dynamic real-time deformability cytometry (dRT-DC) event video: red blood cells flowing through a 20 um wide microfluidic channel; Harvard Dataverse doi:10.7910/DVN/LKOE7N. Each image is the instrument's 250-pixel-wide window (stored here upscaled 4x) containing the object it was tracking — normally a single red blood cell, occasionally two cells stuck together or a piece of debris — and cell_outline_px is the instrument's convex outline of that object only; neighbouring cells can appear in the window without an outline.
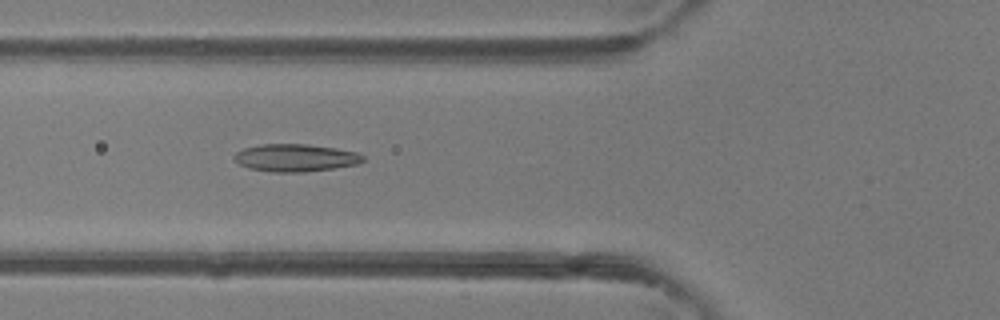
{"species": "common noctule bat (a hibernating species)", "species_latin": "Nyctalus noctula", "temperature_condition": "room temperature", "stored_images_in_passage": 45, "camera_frame_rate_fps": 3000, "um_per_image_px": 0.085, "animal": {"sex": "female"}, "frame": {"image": 1, "passage_image": 17, "time_ms": 5.333, "image_size_px": [1000, 320], "cell_outline_px": [[364, 160], [356, 164], [332, 168], [304, 172], [272, 172], [248, 168], [240, 164], [232, 156], [236, 152], [244, 148], [260, 144], [308, 144], [336, 148], [356, 152], [364, 156]], "centroid_in_image_um": [25.09, 13.4], "position_along_channel_um": 100.7, "area_um2": 20.58}}
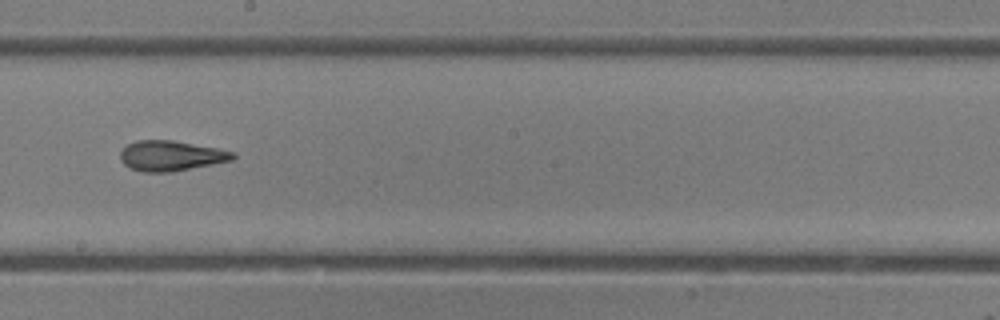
{"frame": {"image": 2, "passage_image": 26, "time_ms": 8.333, "image_size_px": [1000, 320], "cell_outline_px": [[236, 156], [232, 160], [172, 172], [144, 172], [132, 168], [124, 164], [120, 160], [120, 152], [128, 144], [136, 140], [172, 140], [220, 148], [236, 152]], "centroid_in_image_um": [14.56, 13.23], "position_along_channel_um": 233.6, "area_um2": 19.88}}
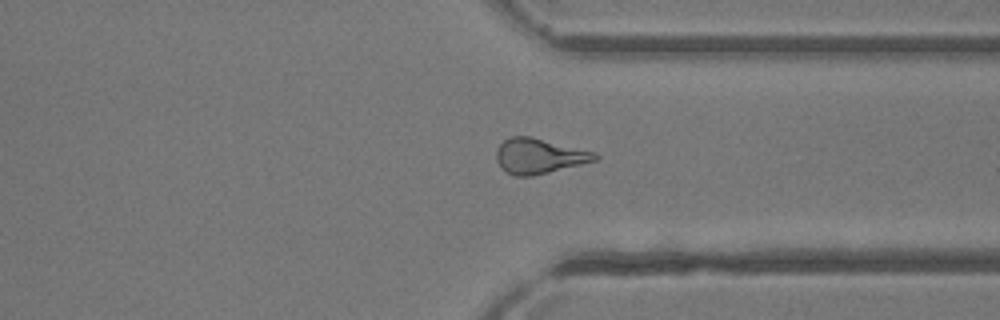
{"frame": {"image": 3, "passage_image": 35, "time_ms": 11.333, "image_size_px": [1000, 320], "cell_outline_px": [[600, 156], [596, 160], [532, 176], [512, 176], [500, 168], [496, 160], [496, 152], [500, 144], [504, 140], [512, 136], [532, 136], [596, 152]], "centroid_in_image_um": [45.8, 13.26], "position_along_channel_um": 365.6, "area_um2": 20.29}, "authors_computed_cell_mechanics": {"area_um2": 20.4612, "velocity_mm_per_s": 4.4043, "shape_relaxation_time_tau1_ms": 8.9951, "shape_relaxation_time_tau2_ms": 2.4378, "deformation_change_tau1": 0.2207, "deformation_change_tau2": 0.108}}